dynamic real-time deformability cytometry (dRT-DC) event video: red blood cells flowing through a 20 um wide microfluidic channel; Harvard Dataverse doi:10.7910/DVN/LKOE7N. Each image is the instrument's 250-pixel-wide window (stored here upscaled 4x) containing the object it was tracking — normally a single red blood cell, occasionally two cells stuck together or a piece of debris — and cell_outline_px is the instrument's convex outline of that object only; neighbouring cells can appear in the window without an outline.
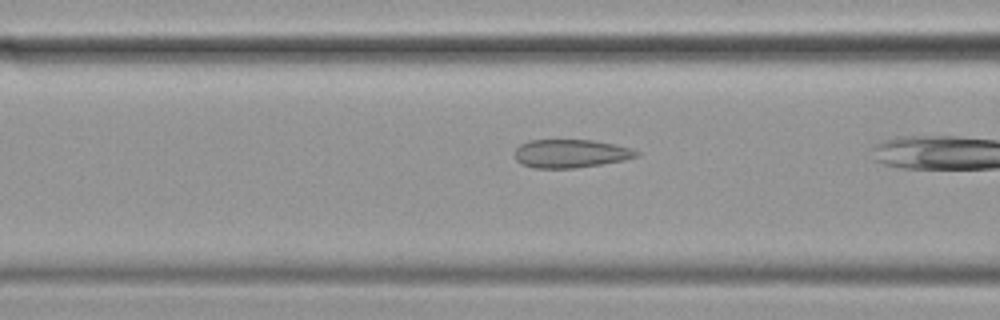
{"species": "common noctule bat (a hibernating species)", "species_latin": "Nyctalus noctula", "temperature_condition": "cold", "stored_images_in_passage": 8, "camera_frame_rate_fps": 3000, "um_per_image_px": 0.085, "animal": {"sex": "female", "body_mass_g": 19.9}, "frame": {"image": 1, "passage_image": 4, "time_ms": 1.0, "image_size_px": [1000, 320], "cell_outline_px": [[640, 156], [624, 160], [576, 168], [536, 168], [520, 164], [516, 160], [516, 148], [520, 144], [528, 140], [592, 140], [616, 144], [632, 148], [640, 152]], "centroid_in_image_um": [48.53, 13.05], "position_along_channel_um": 118.1, "area_um2": 20.23}}
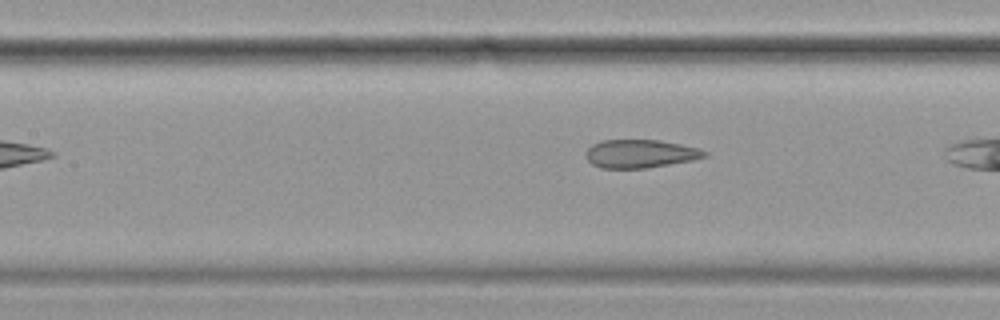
{"frame": {"image": 2, "passage_image": 7, "time_ms": 2.0, "image_size_px": [1000, 320], "cell_outline_px": [[708, 156], [692, 160], [644, 168], [600, 168], [592, 164], [588, 160], [584, 152], [592, 144], [604, 140], [660, 140], [700, 148], [708, 152]], "centroid_in_image_um": [54.42, 13.06], "position_along_channel_um": 153.0, "area_um2": 19.54}}